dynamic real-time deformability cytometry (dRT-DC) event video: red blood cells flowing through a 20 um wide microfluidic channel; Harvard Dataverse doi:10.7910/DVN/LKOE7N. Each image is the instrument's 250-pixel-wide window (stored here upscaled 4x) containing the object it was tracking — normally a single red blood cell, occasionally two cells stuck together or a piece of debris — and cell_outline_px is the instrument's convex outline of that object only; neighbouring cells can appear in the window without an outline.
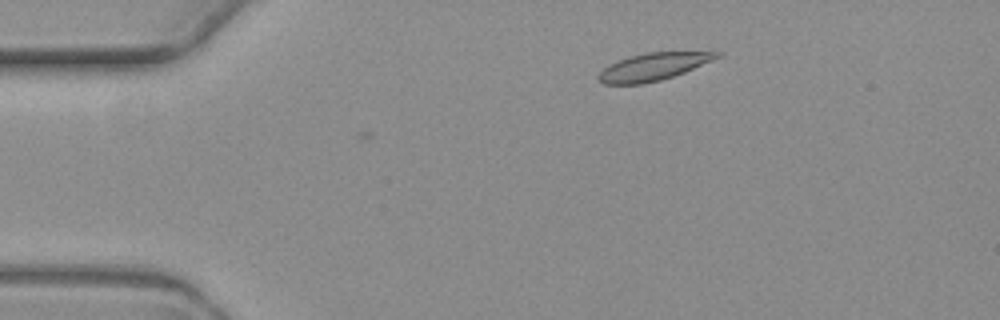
{"species": "common noctule bat (a hibernating species)", "species_latin": "Nyctalus noctula", "temperature_condition": "warm", "stored_images_in_passage": 2, "camera_frame_rate_fps": 3000, "um_per_image_px": 0.085, "animal": {"sex": "female", "body_mass_g": 19.3, "forearm_length_mm": 54.1}, "frame": {"image": 1, "passage_image": 2, "time_ms": 2.0, "image_size_px": [1000, 320], "cell_outline_px": [[724, 52], [720, 56], [712, 60], [684, 72], [660, 80], [640, 84], [604, 84], [596, 76], [608, 64], [628, 56], [644, 52]], "centroid_in_image_um": [55.48, 5.66], "position_along_channel_um": 29.5, "area_um2": 18.73}}